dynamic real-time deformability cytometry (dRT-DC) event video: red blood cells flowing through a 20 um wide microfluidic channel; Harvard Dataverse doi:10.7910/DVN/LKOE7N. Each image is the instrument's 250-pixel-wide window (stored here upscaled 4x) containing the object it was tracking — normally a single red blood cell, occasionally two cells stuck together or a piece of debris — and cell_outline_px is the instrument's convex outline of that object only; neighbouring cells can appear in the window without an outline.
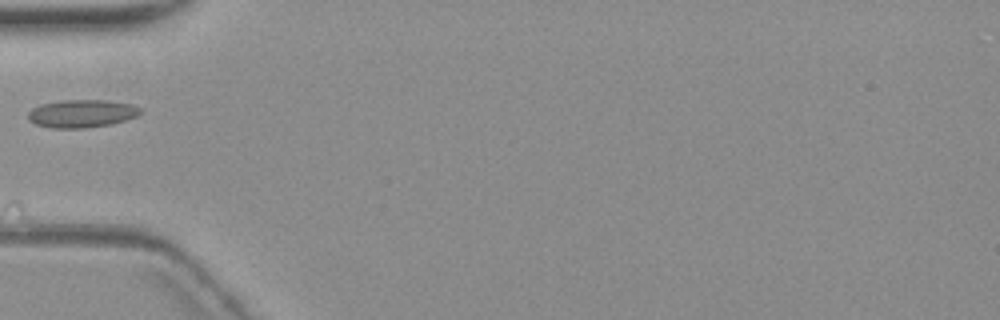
{"species": "common noctule bat (a hibernating species)", "species_latin": "Nyctalus noctula", "temperature_condition": "warm", "stored_images_in_passage": 8, "camera_frame_rate_fps": 3000, "um_per_image_px": 0.085, "animal": {"sex": "female", "body_mass_g": 19.3, "forearm_length_mm": 54.1}, "frame": {"image": 1, "passage_image": 6, "time_ms": 7.0, "image_size_px": [1000, 320], "cell_outline_px": [[144, 112], [136, 116], [112, 124], [84, 128], [52, 128], [36, 124], [28, 120], [28, 112], [32, 108], [40, 104], [60, 100], [108, 100], [132, 104], [140, 108]], "centroid_in_image_um": [6.95, 9.64], "position_along_channel_um": 78.1, "area_um2": 18.38}}